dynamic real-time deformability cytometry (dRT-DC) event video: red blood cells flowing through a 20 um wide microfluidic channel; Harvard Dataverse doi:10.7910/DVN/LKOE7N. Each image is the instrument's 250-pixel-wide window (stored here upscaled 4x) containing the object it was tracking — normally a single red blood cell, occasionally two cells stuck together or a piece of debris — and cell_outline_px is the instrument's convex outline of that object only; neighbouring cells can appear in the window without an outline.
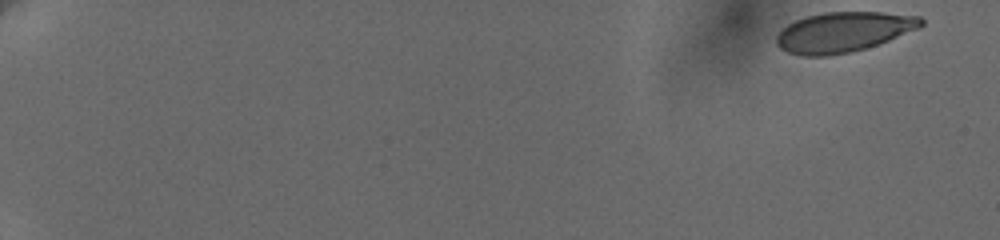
{"species": "human", "species_latin": "Homo sapiens", "temperature_condition": "cold", "stored_images_in_passage": 35, "camera_frame_rate_fps": 3000, "um_per_image_px": 0.085, "donor": {"sex": "female"}, "frame": {"image": 1, "passage_image": 1, "time_ms": 0.0, "image_size_px": [1000, 240], "cell_outline_px": [[924, 24], [920, 28], [888, 40], [852, 52], [828, 56], [800, 56], [788, 52], [780, 48], [776, 44], [776, 36], [788, 24], [796, 20], [808, 16], [824, 12], [880, 12], [920, 16], [924, 20]], "centroid_in_image_um": [71.69, 2.72], "position_along_channel_um": 13.3, "area_um2": 33.7}}
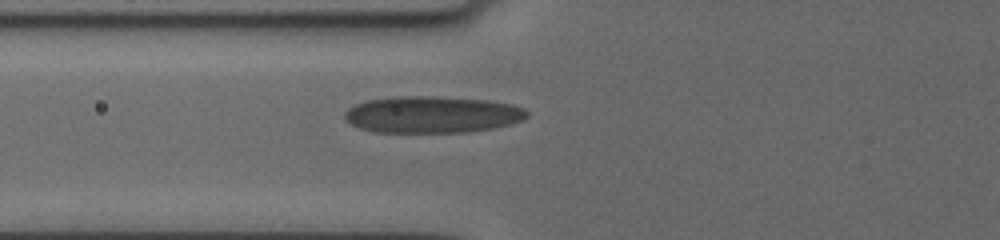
{"frame": {"image": 2, "passage_image": 25, "time_ms": 7.667, "image_size_px": [1000, 240], "cell_outline_px": [[528, 116], [524, 120], [512, 124], [492, 128], [468, 132], [376, 132], [360, 128], [352, 124], [344, 116], [344, 112], [348, 108], [356, 104], [368, 100], [396, 96], [428, 96], [488, 100], [512, 104], [524, 108], [528, 112]], "centroid_in_image_um": [36.77, 9.73], "position_along_channel_um": 89.0, "area_um2": 39.02}}
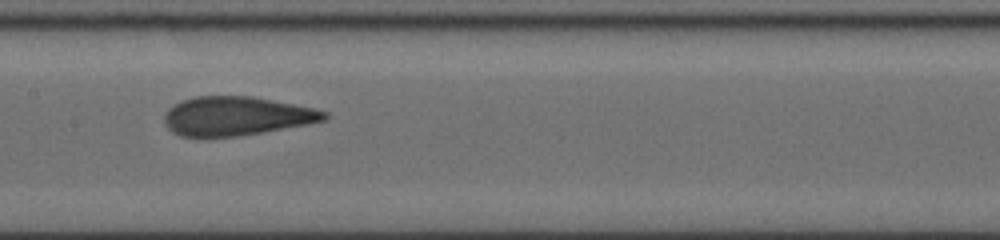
{"frame": {"image": 3, "passage_image": 34, "time_ms": 10.333, "image_size_px": [1000, 240], "cell_outline_px": [[328, 120], [308, 124], [236, 136], [180, 136], [172, 132], [164, 124], [164, 112], [168, 108], [180, 100], [196, 96], [252, 96], [312, 108], [328, 112]], "centroid_in_image_um": [20.05, 9.85], "position_along_channel_um": 187.3, "area_um2": 36.13}}